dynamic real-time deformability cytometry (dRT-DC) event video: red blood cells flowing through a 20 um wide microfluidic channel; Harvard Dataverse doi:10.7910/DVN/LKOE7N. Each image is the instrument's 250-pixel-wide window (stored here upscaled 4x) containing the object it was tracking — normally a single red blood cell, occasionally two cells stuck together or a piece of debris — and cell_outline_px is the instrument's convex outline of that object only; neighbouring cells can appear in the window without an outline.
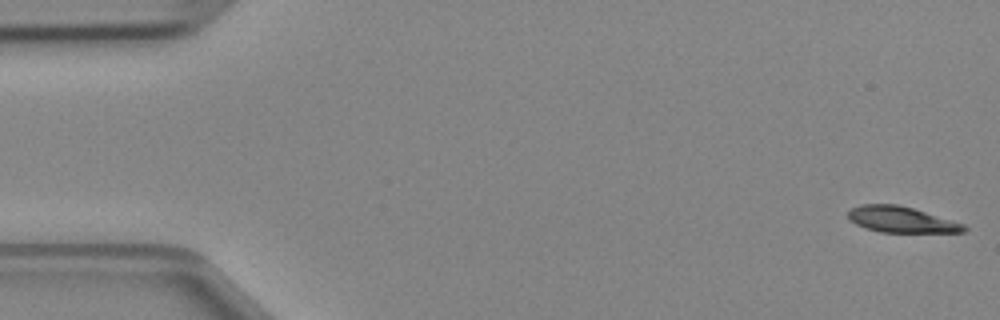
{"species": "Egyptian fruit bat (a non-hibernating species)", "species_latin": "Rousettus aegyptiacus", "temperature_condition": "cold", "stored_images_in_passage": 48, "segment_of_instrument_passage": [1, 2], "camera_frame_rate_fps": 3000, "um_per_image_px": 0.085, "animal": {"sex": "female"}, "frame": {"image": 1, "passage_image": 1, "time_ms": 0.0, "image_size_px": [1000, 320], "cell_outline_px": [[968, 228], [964, 232], [880, 232], [856, 224], [848, 220], [848, 212], [852, 208], [860, 204], [896, 204], [912, 208], [964, 224]], "centroid_in_image_um": [76.58, 18.66], "position_along_channel_um": 8.4, "area_um2": 17.28}}
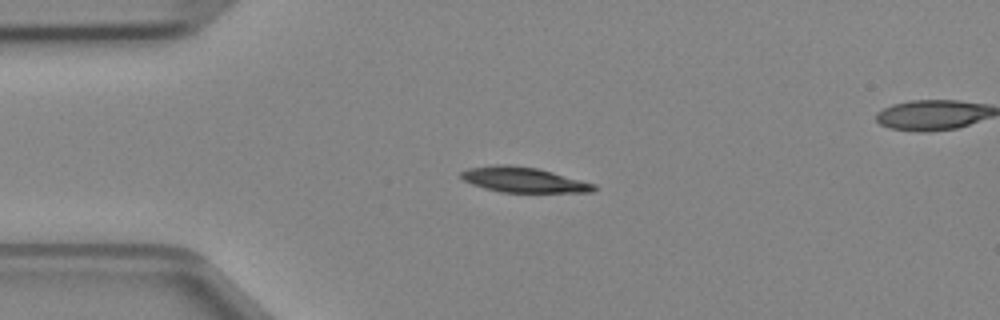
{"frame": {"image": 2, "passage_image": 11, "time_ms": 3.333, "image_size_px": [1000, 320], "cell_outline_px": [[596, 188], [592, 192], [500, 192], [484, 188], [472, 184], [464, 180], [460, 176], [460, 172], [468, 168], [496, 164], [508, 164], [536, 168], [552, 172], [596, 184]], "centroid_in_image_um": [44.47, 15.28], "position_along_channel_um": 40.5, "area_um2": 19.42}}
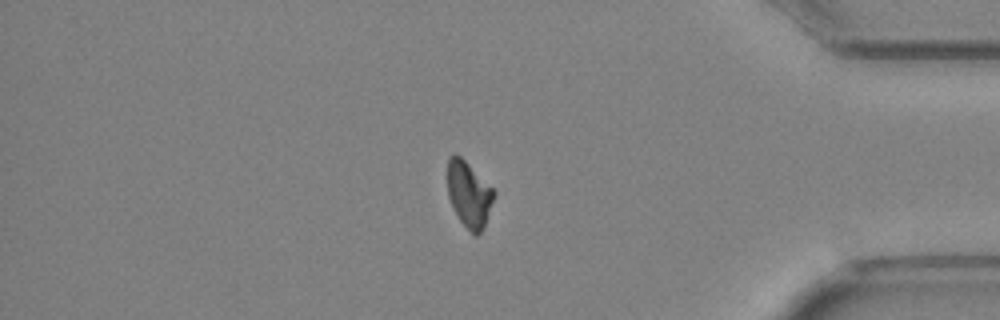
{"frame": {"image": 3, "passage_image": 40, "time_ms": 13.0, "image_size_px": [1000, 320], "cell_outline_px": [[496, 196], [484, 228], [476, 236], [460, 220], [448, 196], [448, 160], [456, 152], [496, 192]], "centroid_in_image_um": [39.89, 16.52], "position_along_channel_um": 395.3, "area_um2": 17.46}}